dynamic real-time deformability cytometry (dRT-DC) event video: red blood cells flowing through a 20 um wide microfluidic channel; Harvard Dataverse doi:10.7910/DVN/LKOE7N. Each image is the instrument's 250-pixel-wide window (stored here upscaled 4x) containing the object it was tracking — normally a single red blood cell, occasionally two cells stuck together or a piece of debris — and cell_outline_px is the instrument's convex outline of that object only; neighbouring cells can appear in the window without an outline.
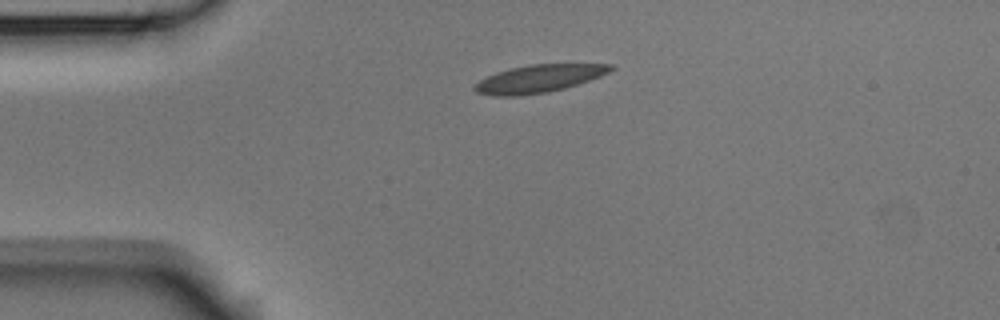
{"species": "Egyptian fruit bat (a non-hibernating species)", "species_latin": "Rousettus aegyptiacus", "temperature_condition": "room temperature", "stored_images_in_passage": 3, "camera_frame_rate_fps": 3000, "um_per_image_px": 0.085, "animal": {"sex": "male"}, "frame": {"image": 1, "passage_image": 1, "time_ms": 0.0, "image_size_px": [1000, 320], "cell_outline_px": [[616, 68], [600, 76], [564, 88], [548, 92], [516, 96], [492, 96], [476, 92], [472, 88], [480, 80], [496, 72], [512, 68], [532, 64], [612, 64]], "centroid_in_image_um": [45.79, 6.69], "position_along_channel_um": 39.2, "area_um2": 21.73}}
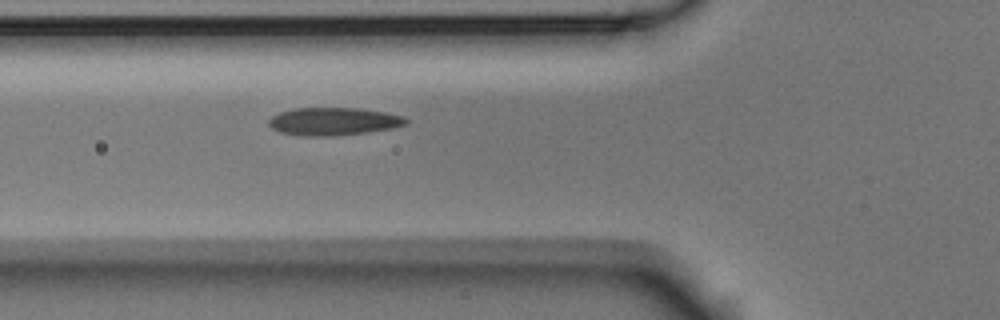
{"frame": {"image": 2, "passage_image": 3, "time_ms": 0.667, "image_size_px": [1000, 320], "cell_outline_px": [[408, 124], [396, 128], [368, 132], [336, 136], [300, 136], [280, 132], [272, 128], [268, 124], [268, 120], [272, 116], [280, 112], [296, 108], [360, 108], [384, 112], [404, 116], [408, 120]], "centroid_in_image_um": [28.38, 10.33], "position_along_channel_um": 97.4, "area_um2": 22.48}}